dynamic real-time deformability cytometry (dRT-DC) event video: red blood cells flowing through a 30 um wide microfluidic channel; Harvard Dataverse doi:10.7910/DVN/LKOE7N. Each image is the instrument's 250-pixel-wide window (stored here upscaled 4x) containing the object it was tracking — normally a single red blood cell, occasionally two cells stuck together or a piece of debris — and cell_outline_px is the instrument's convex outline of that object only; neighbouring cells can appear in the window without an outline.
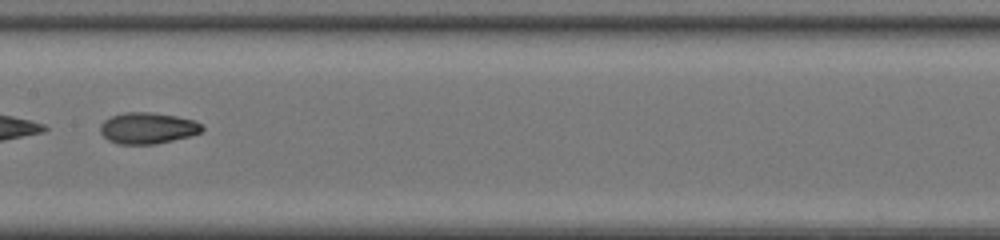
{"species": "common noctule bat (a hibernating species)", "species_latin": "Nyctalus noctula", "temperature_condition": "room temperature", "stored_images_in_passage": 49, "camera_frame_rate_fps": 3000, "um_per_image_px": 0.085, "animal": {"sex": "female", "body_mass_g": 20.0, "forearm_length_mm": 54.0}, "frame": {"image": 1, "passage_image": 28, "time_ms": 9.0, "image_size_px": [1000, 240], "cell_outline_px": [[204, 128], [200, 132], [192, 136], [156, 144], [120, 144], [108, 140], [100, 132], [100, 124], [104, 120], [112, 116], [124, 112], [152, 112], [176, 116], [196, 120]], "centroid_in_image_um": [12.56, 10.89], "position_along_channel_um": 194.8, "area_um2": 18.67}, "authors_computed_cell_mechanics": {"area_um2": 29.8826, "velocity_mm_per_s": 4.416, "shape_relaxation_time_tau1_ms": null, "shape_relaxation_time_tau2_ms": 1.7337, "deformation_change_tau1": null, "deformation_change_tau2": 0.07}}